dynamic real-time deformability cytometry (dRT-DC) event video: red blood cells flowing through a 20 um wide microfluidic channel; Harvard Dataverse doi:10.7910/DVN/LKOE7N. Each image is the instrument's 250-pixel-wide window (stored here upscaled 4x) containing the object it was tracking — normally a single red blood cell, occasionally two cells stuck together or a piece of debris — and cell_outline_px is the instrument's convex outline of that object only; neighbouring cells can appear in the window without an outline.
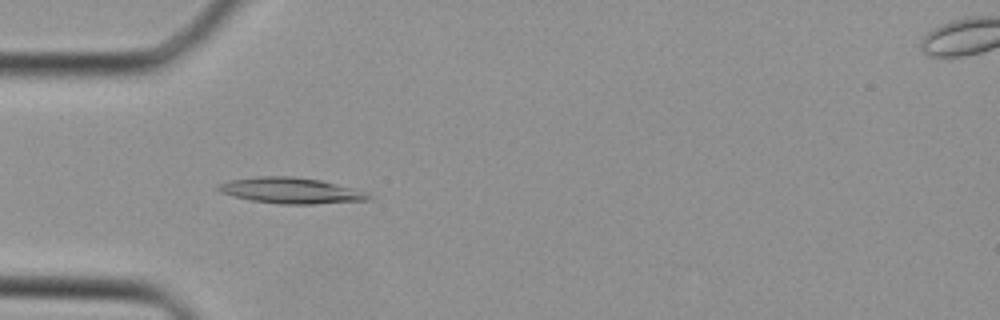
{"species": "Egyptian fruit bat (a non-hibernating species)", "species_latin": "Rousettus aegyptiacus", "temperature_condition": "cold", "stored_images_in_passage": 36, "camera_frame_rate_fps": 3000, "um_per_image_px": 0.085, "animal": {"sex": "female"}, "frame": {"image": 1, "passage_image": 9, "time_ms": 2.667, "image_size_px": [1000, 320], "cell_outline_px": [[376, 196], [372, 200], [312, 204], [280, 204], [252, 200], [232, 196], [220, 192], [216, 188], [216, 184], [228, 180], [256, 176], [292, 176], [320, 180], [368, 192]], "centroid_in_image_um": [24.74, 16.2], "position_along_channel_um": 60.3, "area_um2": 22.95}}
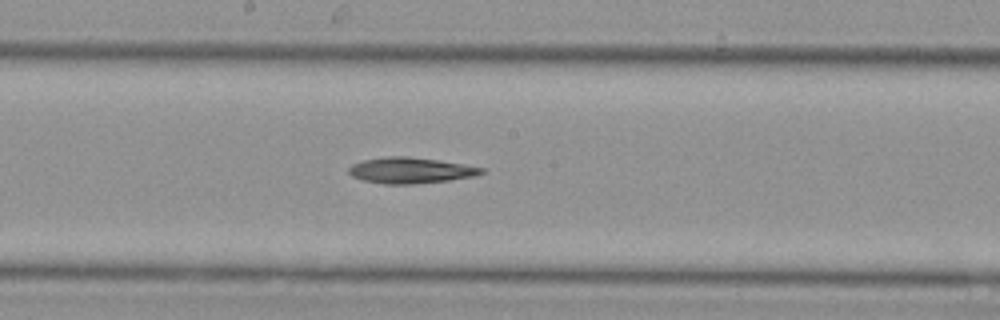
{"frame": {"image": 2, "passage_image": 18, "time_ms": 5.667, "image_size_px": [1000, 320], "cell_outline_px": [[488, 168], [484, 172], [476, 176], [448, 180], [412, 184], [384, 184], [364, 180], [352, 176], [348, 172], [348, 168], [352, 164], [364, 160], [388, 156], [408, 156], [464, 164]], "centroid_in_image_um": [34.93, 14.48], "position_along_channel_um": 213.3, "area_um2": 20.0}}
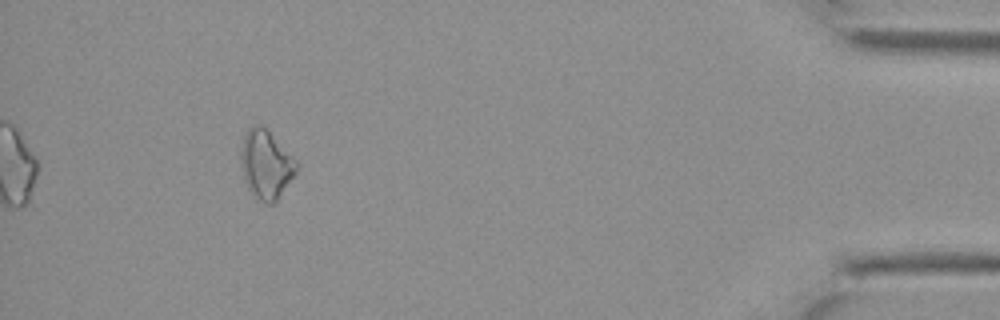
{"frame": {"image": 3, "passage_image": 33, "time_ms": 10.667, "image_size_px": [1000, 320], "cell_outline_px": [[300, 164], [296, 172], [276, 204], [264, 204], [252, 196], [244, 180], [240, 164], [240, 152], [244, 132], [252, 124], [264, 128]], "centroid_in_image_um": [22.58, 14.05], "position_along_channel_um": 412.6, "area_um2": 22.48}}